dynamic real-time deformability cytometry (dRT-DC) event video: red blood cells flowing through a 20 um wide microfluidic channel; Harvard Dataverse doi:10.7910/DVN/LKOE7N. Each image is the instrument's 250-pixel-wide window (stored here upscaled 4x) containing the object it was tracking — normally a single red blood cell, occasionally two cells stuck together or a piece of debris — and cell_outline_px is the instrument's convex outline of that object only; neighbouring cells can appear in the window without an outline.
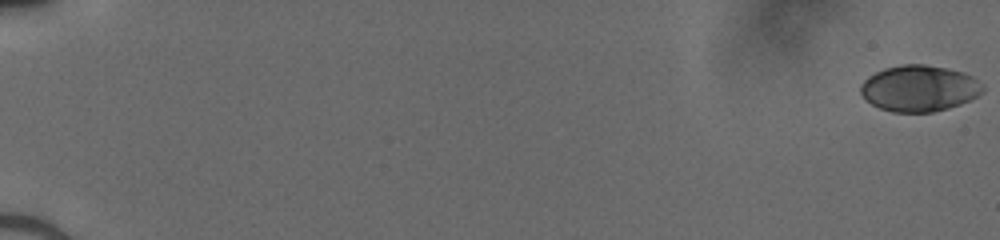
{"species": "human", "species_latin": "Homo sapiens", "temperature_condition": "cold", "stored_images_in_passage": 53, "camera_frame_rate_fps": 3000, "um_per_image_px": 0.085, "donor": {"sex": "male"}, "frame": {"image": 1, "passage_image": 1, "time_ms": 0.0, "image_size_px": [1000, 240], "cell_outline_px": [[984, 92], [960, 104], [948, 108], [932, 112], [892, 112], [880, 108], [872, 104], [860, 92], [860, 84], [868, 76], [884, 68], [900, 64], [924, 64], [944, 68], [960, 72], [972, 76], [984, 88]], "centroid_in_image_um": [78.1, 7.51], "position_along_channel_um": 6.9, "area_um2": 32.6}}
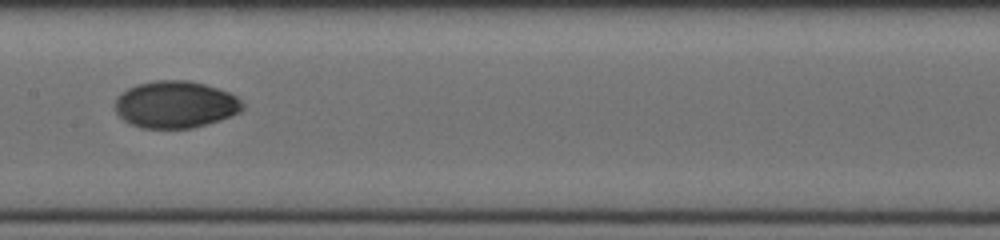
{"frame": {"image": 2, "passage_image": 30, "time_ms": 9.667, "image_size_px": [1000, 240], "cell_outline_px": [[244, 108], [240, 112], [220, 120], [192, 128], [140, 128], [124, 120], [116, 112], [116, 96], [128, 88], [136, 84], [156, 80], [188, 80], [204, 84], [228, 92], [236, 96], [244, 104]], "centroid_in_image_um": [14.91, 8.88], "position_along_channel_um": 192.5, "area_um2": 34.91}}
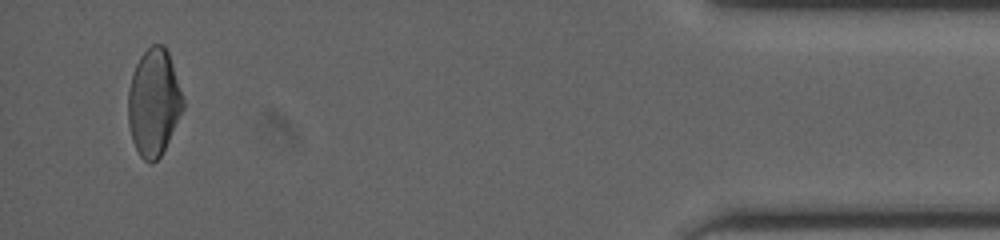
{"frame": {"image": 3, "passage_image": 51, "time_ms": 16.667, "image_size_px": [1000, 240], "cell_outline_px": [[184, 108], [160, 156], [152, 164], [144, 160], [140, 156], [132, 140], [128, 124], [128, 92], [132, 72], [140, 56], [152, 44], [164, 44], [168, 52], [184, 100]], "centroid_in_image_um": [13.05, 8.7], "position_along_channel_um": 422.1, "area_um2": 34.04}}